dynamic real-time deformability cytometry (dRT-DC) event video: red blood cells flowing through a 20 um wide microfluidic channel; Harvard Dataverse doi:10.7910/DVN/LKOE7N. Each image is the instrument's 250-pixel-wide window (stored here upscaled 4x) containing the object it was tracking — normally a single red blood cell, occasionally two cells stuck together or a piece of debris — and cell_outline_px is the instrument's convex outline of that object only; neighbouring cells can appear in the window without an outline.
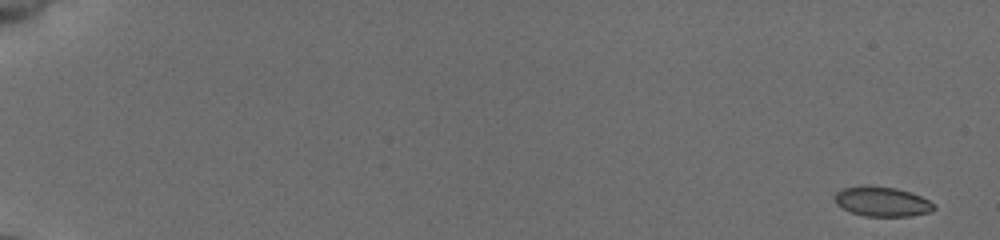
{"species": "common noctule bat (a hibernating species)", "species_latin": "Nyctalus noctula", "temperature_condition": "cold", "stored_images_in_passage": 54, "camera_frame_rate_fps": 3000, "um_per_image_px": 0.085, "animal": {"sex": "female", "body_mass_g": 19.5, "forearm_length_mm": 54.1}, "frame": {"image": 1, "passage_image": 1, "time_ms": 0.0, "image_size_px": [1000, 240], "cell_outline_px": [[936, 208], [932, 212], [912, 216], [864, 216], [852, 212], [836, 204], [836, 192], [844, 188], [868, 184], [896, 188], [920, 196], [928, 200]], "centroid_in_image_um": [74.99, 17.13], "position_along_channel_um": 10.0, "area_um2": 17.11}}
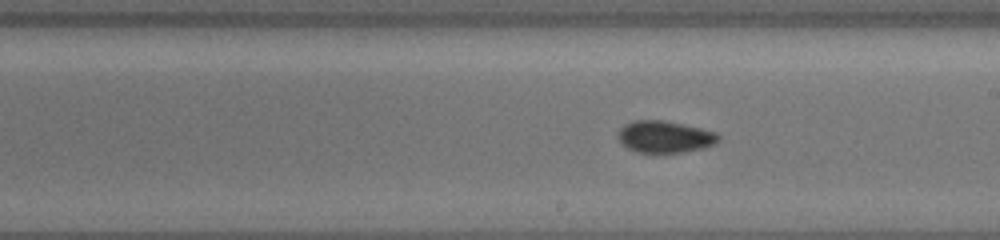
{"frame": {"image": 2, "passage_image": 33, "time_ms": 10.667, "image_size_px": [1000, 240], "cell_outline_px": [[720, 140], [704, 148], [684, 152], [636, 152], [628, 148], [616, 136], [620, 128], [624, 124], [636, 120], [664, 120], [700, 128], [716, 132], [720, 136]], "centroid_in_image_um": [56.5, 11.62], "position_along_channel_um": 232.5, "area_um2": 18.55}}
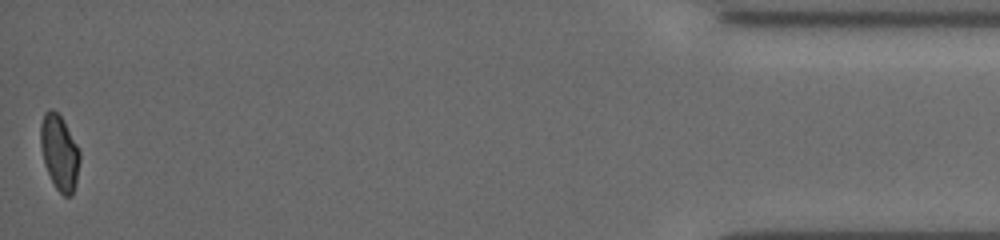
{"frame": {"image": 3, "passage_image": 54, "time_ms": 17.667, "image_size_px": [1000, 240], "cell_outline_px": [[80, 160], [76, 184], [72, 196], [64, 196], [56, 188], [44, 164], [40, 144], [40, 124], [44, 112], [52, 108], [60, 116], [76, 144], [80, 152]], "centroid_in_image_um": [5.04, 12.98], "position_along_channel_um": 430.2, "area_um2": 17.05}, "authors_computed_cell_mechanics": {"area_um2": 17.7446, "velocity_mm_per_s": 3.9049, "shape_relaxation_time_tau1_ms": 9.6493, "shape_relaxation_time_tau2_ms": 2.3178, "deformation_change_tau1": 0.1323, "deformation_change_tau2": 0.0519}}